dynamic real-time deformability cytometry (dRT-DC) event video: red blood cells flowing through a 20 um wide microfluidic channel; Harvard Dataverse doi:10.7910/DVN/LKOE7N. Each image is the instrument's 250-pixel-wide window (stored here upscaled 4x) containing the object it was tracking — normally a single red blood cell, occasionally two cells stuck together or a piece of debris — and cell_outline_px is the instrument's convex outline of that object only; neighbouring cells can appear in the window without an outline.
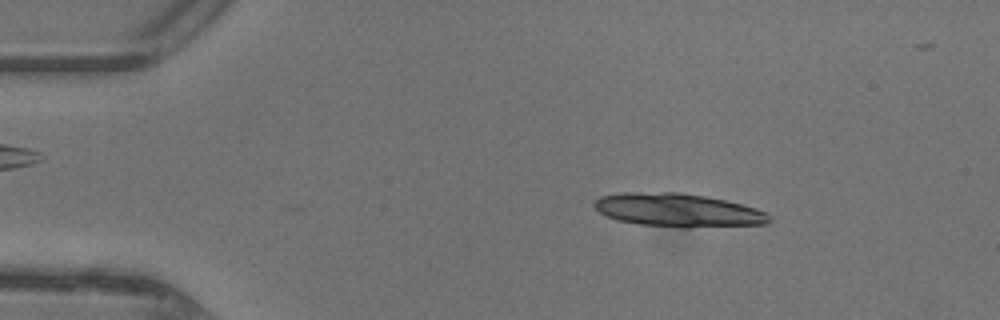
{"species": "common noctule bat (a hibernating species)", "species_latin": "Nyctalus noctula", "temperature_condition": "warm", "stored_images_in_passage": 35, "camera_frame_rate_fps": 3000, "um_per_image_px": 0.085, "animal": {"sex": "female"}, "frame": {"image": 1, "passage_image": 4, "time_ms": 1.0, "image_size_px": [1000, 320], "cell_outline_px": [[772, 220], [768, 224], [688, 228], [680, 228], [640, 224], [616, 220], [600, 212], [592, 204], [600, 196], [624, 192], [676, 192], [704, 196], [724, 200], [756, 208], [768, 212], [772, 216]], "centroid_in_image_um": [57.67, 17.88], "position_along_channel_um": 27.3, "area_um2": 34.28}}
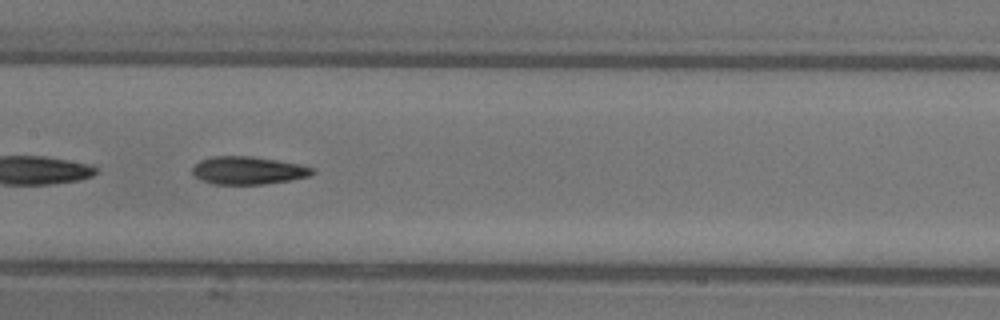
{"frame": {"image": 2, "passage_image": 20, "time_ms": 6.333, "image_size_px": [1000, 320], "cell_outline_px": [[316, 172], [308, 176], [288, 180], [264, 184], [212, 184], [200, 180], [192, 176], [192, 168], [200, 160], [212, 156], [252, 156], [300, 164], [312, 168]], "centroid_in_image_um": [21.03, 14.48], "position_along_channel_um": 186.4, "area_um2": 19.48}}
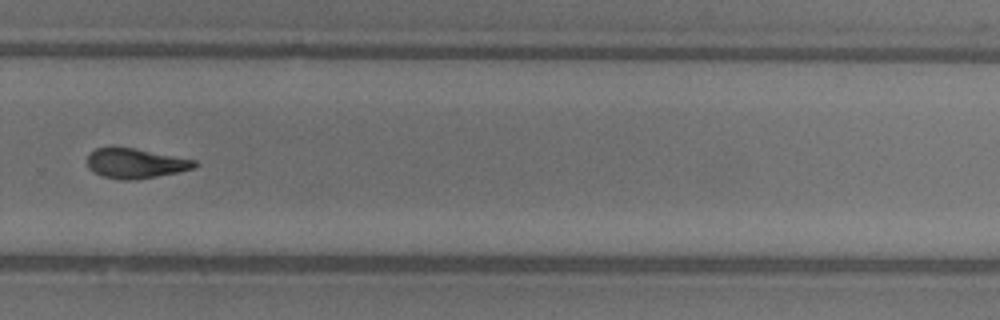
{"frame": {"image": 3, "passage_image": 29, "time_ms": 9.333, "image_size_px": [1000, 320], "cell_outline_px": [[200, 164], [196, 168], [180, 172], [136, 180], [124, 180], [104, 176], [92, 172], [88, 168], [88, 156], [96, 148], [132, 148], [196, 160]], "centroid_in_image_um": [11.57, 13.91], "position_along_channel_um": 318.2, "area_um2": 18.55}, "authors_computed_cell_mechanics": {"area_um2": 19.8832, "velocity_mm_per_s": 4.4251, "shape_relaxation_time_tau1_ms": 4.2935, "shape_relaxation_time_tau2_ms": 5.6696, "deformation_change_tau1": 0.159, "deformation_change_tau2": 0.1591}}